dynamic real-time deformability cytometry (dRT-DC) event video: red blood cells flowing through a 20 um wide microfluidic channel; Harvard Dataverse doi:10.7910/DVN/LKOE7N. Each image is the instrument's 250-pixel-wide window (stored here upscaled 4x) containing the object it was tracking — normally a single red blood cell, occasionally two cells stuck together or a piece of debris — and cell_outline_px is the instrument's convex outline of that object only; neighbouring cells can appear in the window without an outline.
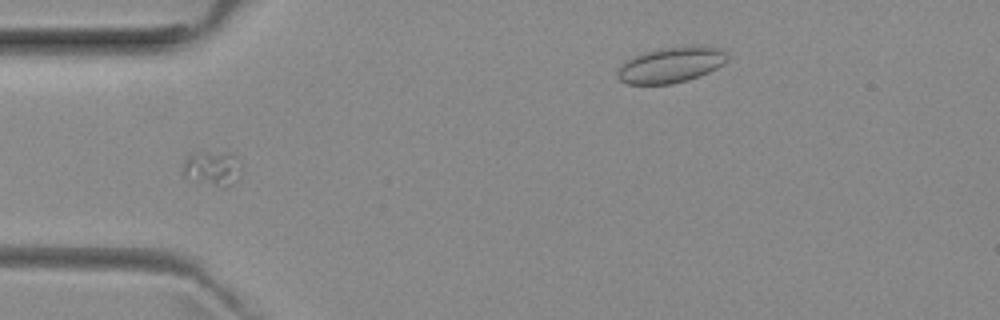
{"species": "common noctule bat (a hibernating species)", "species_latin": "Nyctalus noctula", "temperature_condition": "room temperature", "stored_images_in_passage": 30, "camera_frame_rate_fps": 3000, "um_per_image_px": 0.085, "animal": {"sex": "female", "body_mass_g": 29.2, "forearm_length_mm": 56.3}, "frame": {"image": 1, "passage_image": 12, "time_ms": 3.667, "image_size_px": [1000, 320], "cell_outline_px": [[240, 180], [224, 188], [220, 188], [184, 176], [184, 160], [192, 152], [232, 152], [236, 156], [240, 176]], "centroid_in_image_um": [18.08, 14.3], "position_along_channel_um": 66.9, "area_um2": 11.85}}